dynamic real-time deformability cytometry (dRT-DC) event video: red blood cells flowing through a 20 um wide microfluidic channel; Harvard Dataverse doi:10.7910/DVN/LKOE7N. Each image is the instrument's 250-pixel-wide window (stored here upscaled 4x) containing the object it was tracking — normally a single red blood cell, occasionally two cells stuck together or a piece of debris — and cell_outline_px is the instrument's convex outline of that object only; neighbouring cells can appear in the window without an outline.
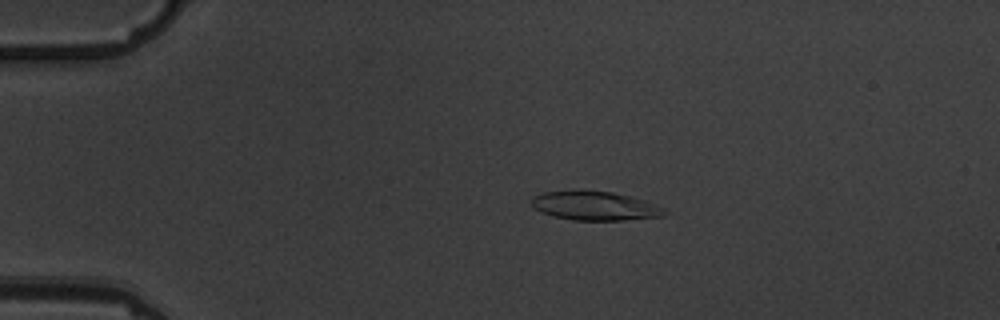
{"species": "common noctule bat (a hibernating species)", "species_latin": "Nyctalus noctula", "temperature_condition": "warm", "stored_images_in_passage": 14, "camera_frame_rate_fps": 3000, "um_per_image_px": 0.085, "animal": {"sex": "male", "body_mass_g": 19.5, "forearm_length_mm": 54.6}, "frame": {"image": 1, "passage_image": 3, "time_ms": 2.0, "image_size_px": [1000, 320], "cell_outline_px": [[668, 212], [664, 216], [624, 220], [572, 220], [552, 216], [536, 208], [532, 204], [532, 196], [544, 192], [612, 192], [644, 200], [664, 208]], "centroid_in_image_um": [50.61, 17.53], "position_along_channel_um": 34.4, "area_um2": 21.79}}
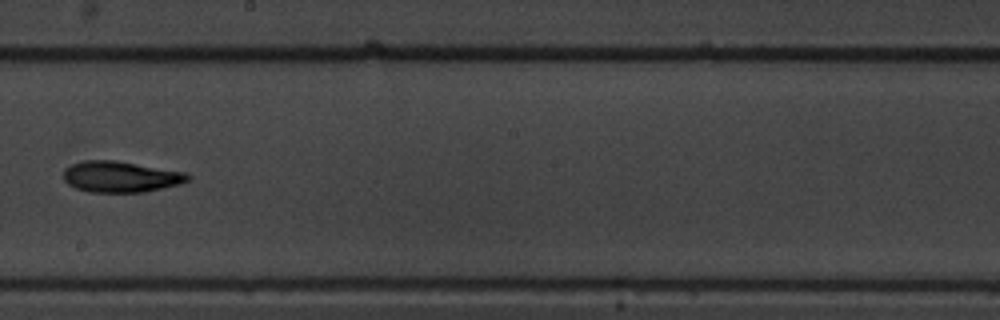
{"frame": {"image": 2, "passage_image": 8, "time_ms": 9.0, "image_size_px": [1000, 320], "cell_outline_px": [[192, 176], [188, 180], [180, 184], [144, 192], [88, 192], [76, 188], [68, 184], [64, 180], [64, 168], [72, 164], [84, 160], [116, 160], [184, 172]], "centroid_in_image_um": [10.24, 15.02], "position_along_channel_um": 238.0, "area_um2": 22.48}}
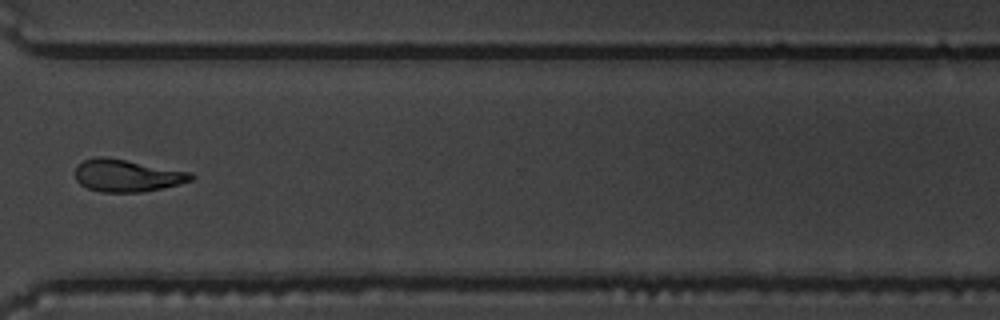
{"frame": {"image": 3, "passage_image": 11, "time_ms": 12.333, "image_size_px": [1000, 320], "cell_outline_px": [[196, 176], [192, 180], [180, 184], [140, 192], [100, 192], [88, 188], [80, 184], [76, 180], [76, 164], [84, 160], [96, 156], [104, 156], [192, 172]], "centroid_in_image_um": [10.79, 14.91], "position_along_channel_um": 359.8, "area_um2": 21.85}, "authors_computed_cell_mechanics": {"area_um2": 21.7617, "velocity_mm_per_s": 3.6651, "shape_relaxation_time_tau1_ms": 2.7751, "shape_relaxation_time_tau2_ms": 5.953, "deformation_change_tau1": 0.132, "deformation_change_tau2": 0.1227}}